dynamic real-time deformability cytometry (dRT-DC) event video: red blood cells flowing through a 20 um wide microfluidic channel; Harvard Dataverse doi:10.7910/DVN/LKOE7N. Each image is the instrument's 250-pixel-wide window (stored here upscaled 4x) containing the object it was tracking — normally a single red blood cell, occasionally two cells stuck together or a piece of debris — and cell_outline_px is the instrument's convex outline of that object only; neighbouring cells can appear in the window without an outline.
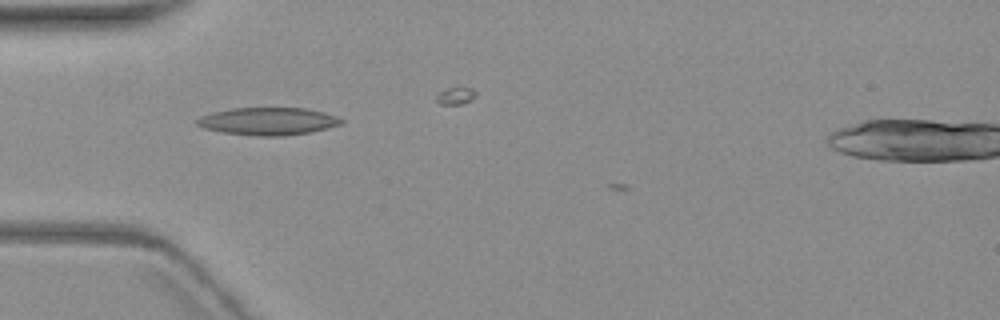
{"species": "common noctule bat (a hibernating species)", "species_latin": "Nyctalus noctula", "temperature_condition": "warm", "stored_images_in_passage": 6, "camera_frame_rate_fps": 3000, "um_per_image_px": 0.085, "animal": {"sex": "female", "body_mass_g": 19.3, "forearm_length_mm": 54.1}, "frame": {"image": 1, "passage_image": 3, "time_ms": 2.333, "image_size_px": [1000, 320], "cell_outline_px": [[344, 120], [340, 124], [308, 132], [284, 136], [256, 136], [224, 132], [204, 128], [196, 124], [196, 120], [200, 116], [212, 112], [232, 108], [304, 108], [324, 112], [336, 116]], "centroid_in_image_um": [22.75, 10.3], "position_along_channel_um": 62.3, "area_um2": 22.95}}
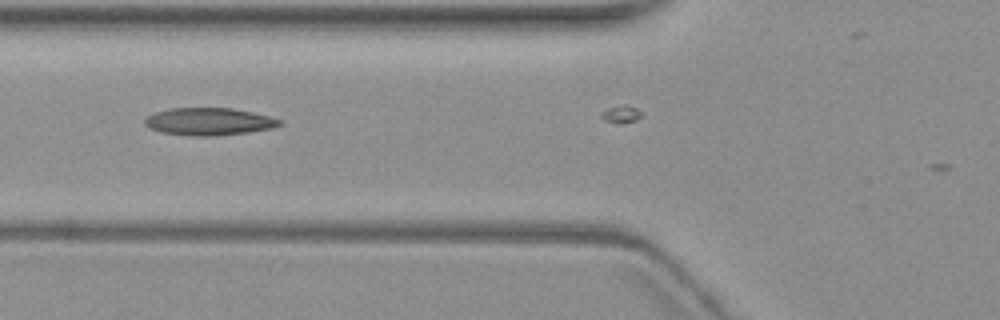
{"frame": {"image": 2, "passage_image": 4, "time_ms": 3.667, "image_size_px": [1000, 320], "cell_outline_px": [[284, 124], [272, 128], [248, 132], [212, 136], [196, 136], [160, 132], [148, 128], [144, 124], [144, 120], [152, 112], [168, 108], [232, 108], [252, 112], [268, 116], [280, 120]], "centroid_in_image_um": [17.71, 10.33], "position_along_channel_um": 108.1, "area_um2": 21.62}}